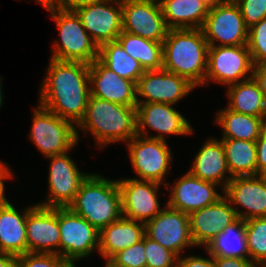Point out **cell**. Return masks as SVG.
<instances>
[{"instance_id": "1", "label": "cell", "mask_w": 266, "mask_h": 267, "mask_svg": "<svg viewBox=\"0 0 266 267\" xmlns=\"http://www.w3.org/2000/svg\"><path fill=\"white\" fill-rule=\"evenodd\" d=\"M39 93V105L77 125L90 97L89 65L50 58Z\"/></svg>"}, {"instance_id": "2", "label": "cell", "mask_w": 266, "mask_h": 267, "mask_svg": "<svg viewBox=\"0 0 266 267\" xmlns=\"http://www.w3.org/2000/svg\"><path fill=\"white\" fill-rule=\"evenodd\" d=\"M93 135L97 147L104 148L115 142H128L137 135L136 107L124 106L89 97L85 114L76 125L78 141L79 129Z\"/></svg>"}, {"instance_id": "3", "label": "cell", "mask_w": 266, "mask_h": 267, "mask_svg": "<svg viewBox=\"0 0 266 267\" xmlns=\"http://www.w3.org/2000/svg\"><path fill=\"white\" fill-rule=\"evenodd\" d=\"M208 47L202 29H169L163 41V69L202 87Z\"/></svg>"}, {"instance_id": "4", "label": "cell", "mask_w": 266, "mask_h": 267, "mask_svg": "<svg viewBox=\"0 0 266 267\" xmlns=\"http://www.w3.org/2000/svg\"><path fill=\"white\" fill-rule=\"evenodd\" d=\"M98 231L122 217L121 192L116 180L89 173L68 206Z\"/></svg>"}, {"instance_id": "5", "label": "cell", "mask_w": 266, "mask_h": 267, "mask_svg": "<svg viewBox=\"0 0 266 267\" xmlns=\"http://www.w3.org/2000/svg\"><path fill=\"white\" fill-rule=\"evenodd\" d=\"M50 14L60 33V39L52 45V59L90 65L99 58V47L74 11L59 10Z\"/></svg>"}, {"instance_id": "6", "label": "cell", "mask_w": 266, "mask_h": 267, "mask_svg": "<svg viewBox=\"0 0 266 267\" xmlns=\"http://www.w3.org/2000/svg\"><path fill=\"white\" fill-rule=\"evenodd\" d=\"M29 139L44 157L70 152L78 144L76 126L55 113L36 105Z\"/></svg>"}, {"instance_id": "7", "label": "cell", "mask_w": 266, "mask_h": 267, "mask_svg": "<svg viewBox=\"0 0 266 267\" xmlns=\"http://www.w3.org/2000/svg\"><path fill=\"white\" fill-rule=\"evenodd\" d=\"M59 256L69 264L84 260L99 248V231L69 207H58Z\"/></svg>"}, {"instance_id": "8", "label": "cell", "mask_w": 266, "mask_h": 267, "mask_svg": "<svg viewBox=\"0 0 266 267\" xmlns=\"http://www.w3.org/2000/svg\"><path fill=\"white\" fill-rule=\"evenodd\" d=\"M126 145L132 169L139 177L135 179L153 181L165 187V175L169 173L173 159L167 142L136 135Z\"/></svg>"}, {"instance_id": "9", "label": "cell", "mask_w": 266, "mask_h": 267, "mask_svg": "<svg viewBox=\"0 0 266 267\" xmlns=\"http://www.w3.org/2000/svg\"><path fill=\"white\" fill-rule=\"evenodd\" d=\"M254 64L247 45L209 46L203 85L211 81L229 86L253 77ZM210 81V82H208Z\"/></svg>"}, {"instance_id": "10", "label": "cell", "mask_w": 266, "mask_h": 267, "mask_svg": "<svg viewBox=\"0 0 266 267\" xmlns=\"http://www.w3.org/2000/svg\"><path fill=\"white\" fill-rule=\"evenodd\" d=\"M201 29L208 46L247 45L248 28L234 0L210 7Z\"/></svg>"}, {"instance_id": "11", "label": "cell", "mask_w": 266, "mask_h": 267, "mask_svg": "<svg viewBox=\"0 0 266 267\" xmlns=\"http://www.w3.org/2000/svg\"><path fill=\"white\" fill-rule=\"evenodd\" d=\"M46 158L51 161L48 172L49 194L44 201L37 204L51 208L68 207L89 173L78 169L69 152Z\"/></svg>"}, {"instance_id": "12", "label": "cell", "mask_w": 266, "mask_h": 267, "mask_svg": "<svg viewBox=\"0 0 266 267\" xmlns=\"http://www.w3.org/2000/svg\"><path fill=\"white\" fill-rule=\"evenodd\" d=\"M122 31L156 42H163L169 28L159 1L121 0Z\"/></svg>"}, {"instance_id": "13", "label": "cell", "mask_w": 266, "mask_h": 267, "mask_svg": "<svg viewBox=\"0 0 266 267\" xmlns=\"http://www.w3.org/2000/svg\"><path fill=\"white\" fill-rule=\"evenodd\" d=\"M174 106L167 103L137 104V135L166 141V135L192 134L194 130L191 123ZM147 128L157 131L158 134L148 135Z\"/></svg>"}, {"instance_id": "14", "label": "cell", "mask_w": 266, "mask_h": 267, "mask_svg": "<svg viewBox=\"0 0 266 267\" xmlns=\"http://www.w3.org/2000/svg\"><path fill=\"white\" fill-rule=\"evenodd\" d=\"M195 88L185 78L164 69L145 70L136 83L137 104L167 103L175 105Z\"/></svg>"}, {"instance_id": "15", "label": "cell", "mask_w": 266, "mask_h": 267, "mask_svg": "<svg viewBox=\"0 0 266 267\" xmlns=\"http://www.w3.org/2000/svg\"><path fill=\"white\" fill-rule=\"evenodd\" d=\"M145 235L180 257L186 247L195 246L189 226V216L166 205L153 219L145 223Z\"/></svg>"}, {"instance_id": "16", "label": "cell", "mask_w": 266, "mask_h": 267, "mask_svg": "<svg viewBox=\"0 0 266 267\" xmlns=\"http://www.w3.org/2000/svg\"><path fill=\"white\" fill-rule=\"evenodd\" d=\"M117 182L121 192L122 217L146 223L164 209L157 198L162 184L135 177L117 179Z\"/></svg>"}, {"instance_id": "17", "label": "cell", "mask_w": 266, "mask_h": 267, "mask_svg": "<svg viewBox=\"0 0 266 267\" xmlns=\"http://www.w3.org/2000/svg\"><path fill=\"white\" fill-rule=\"evenodd\" d=\"M91 39L100 47L117 41L122 32V1L104 0L74 11Z\"/></svg>"}, {"instance_id": "18", "label": "cell", "mask_w": 266, "mask_h": 267, "mask_svg": "<svg viewBox=\"0 0 266 267\" xmlns=\"http://www.w3.org/2000/svg\"><path fill=\"white\" fill-rule=\"evenodd\" d=\"M169 187V188H168ZM219 185L193 176L189 171L174 181L172 187L166 181L165 188L170 191L166 205L172 209L190 214L216 203L224 193L216 190Z\"/></svg>"}, {"instance_id": "19", "label": "cell", "mask_w": 266, "mask_h": 267, "mask_svg": "<svg viewBox=\"0 0 266 267\" xmlns=\"http://www.w3.org/2000/svg\"><path fill=\"white\" fill-rule=\"evenodd\" d=\"M224 196L236 210L238 218L245 220L266 217V177H232L224 189ZM235 205V206H234ZM238 205L243 212L235 208Z\"/></svg>"}, {"instance_id": "20", "label": "cell", "mask_w": 266, "mask_h": 267, "mask_svg": "<svg viewBox=\"0 0 266 267\" xmlns=\"http://www.w3.org/2000/svg\"><path fill=\"white\" fill-rule=\"evenodd\" d=\"M27 252L59 255L58 208L30 205L26 219Z\"/></svg>"}, {"instance_id": "21", "label": "cell", "mask_w": 266, "mask_h": 267, "mask_svg": "<svg viewBox=\"0 0 266 267\" xmlns=\"http://www.w3.org/2000/svg\"><path fill=\"white\" fill-rule=\"evenodd\" d=\"M188 216L195 248L197 246L206 248L224 228L238 219L236 210L225 196L216 203L192 212Z\"/></svg>"}, {"instance_id": "22", "label": "cell", "mask_w": 266, "mask_h": 267, "mask_svg": "<svg viewBox=\"0 0 266 267\" xmlns=\"http://www.w3.org/2000/svg\"><path fill=\"white\" fill-rule=\"evenodd\" d=\"M90 95L129 107H136V83L121 78L99 59L89 65Z\"/></svg>"}, {"instance_id": "23", "label": "cell", "mask_w": 266, "mask_h": 267, "mask_svg": "<svg viewBox=\"0 0 266 267\" xmlns=\"http://www.w3.org/2000/svg\"><path fill=\"white\" fill-rule=\"evenodd\" d=\"M192 164L189 172L193 176L222 186L221 192H224L232 179L222 141L218 138H208L197 152Z\"/></svg>"}, {"instance_id": "24", "label": "cell", "mask_w": 266, "mask_h": 267, "mask_svg": "<svg viewBox=\"0 0 266 267\" xmlns=\"http://www.w3.org/2000/svg\"><path fill=\"white\" fill-rule=\"evenodd\" d=\"M29 209L20 213L7 198L0 204V252L15 257L27 253L26 219Z\"/></svg>"}, {"instance_id": "25", "label": "cell", "mask_w": 266, "mask_h": 267, "mask_svg": "<svg viewBox=\"0 0 266 267\" xmlns=\"http://www.w3.org/2000/svg\"><path fill=\"white\" fill-rule=\"evenodd\" d=\"M145 236V223L121 217L99 231L98 253L104 260L124 250Z\"/></svg>"}, {"instance_id": "26", "label": "cell", "mask_w": 266, "mask_h": 267, "mask_svg": "<svg viewBox=\"0 0 266 267\" xmlns=\"http://www.w3.org/2000/svg\"><path fill=\"white\" fill-rule=\"evenodd\" d=\"M160 5L169 29H201L210 9L203 0H161Z\"/></svg>"}, {"instance_id": "27", "label": "cell", "mask_w": 266, "mask_h": 267, "mask_svg": "<svg viewBox=\"0 0 266 267\" xmlns=\"http://www.w3.org/2000/svg\"><path fill=\"white\" fill-rule=\"evenodd\" d=\"M214 123L222 127L221 139L256 142L266 128V117L241 114L225 107L218 110Z\"/></svg>"}, {"instance_id": "28", "label": "cell", "mask_w": 266, "mask_h": 267, "mask_svg": "<svg viewBox=\"0 0 266 267\" xmlns=\"http://www.w3.org/2000/svg\"><path fill=\"white\" fill-rule=\"evenodd\" d=\"M229 110L237 113L266 117V101L258 82L251 77L227 86Z\"/></svg>"}, {"instance_id": "29", "label": "cell", "mask_w": 266, "mask_h": 267, "mask_svg": "<svg viewBox=\"0 0 266 267\" xmlns=\"http://www.w3.org/2000/svg\"><path fill=\"white\" fill-rule=\"evenodd\" d=\"M213 257L249 259L245 235V221L238 218L223 229L205 248Z\"/></svg>"}, {"instance_id": "30", "label": "cell", "mask_w": 266, "mask_h": 267, "mask_svg": "<svg viewBox=\"0 0 266 267\" xmlns=\"http://www.w3.org/2000/svg\"><path fill=\"white\" fill-rule=\"evenodd\" d=\"M124 51L144 70L163 69V42H156L122 31L117 38Z\"/></svg>"}, {"instance_id": "31", "label": "cell", "mask_w": 266, "mask_h": 267, "mask_svg": "<svg viewBox=\"0 0 266 267\" xmlns=\"http://www.w3.org/2000/svg\"><path fill=\"white\" fill-rule=\"evenodd\" d=\"M231 177L257 175L256 142L221 139Z\"/></svg>"}, {"instance_id": "32", "label": "cell", "mask_w": 266, "mask_h": 267, "mask_svg": "<svg viewBox=\"0 0 266 267\" xmlns=\"http://www.w3.org/2000/svg\"><path fill=\"white\" fill-rule=\"evenodd\" d=\"M98 59L121 78L135 83L145 72L141 64L129 56L118 41L102 44L99 47Z\"/></svg>"}, {"instance_id": "33", "label": "cell", "mask_w": 266, "mask_h": 267, "mask_svg": "<svg viewBox=\"0 0 266 267\" xmlns=\"http://www.w3.org/2000/svg\"><path fill=\"white\" fill-rule=\"evenodd\" d=\"M249 259L266 267V217L245 220Z\"/></svg>"}, {"instance_id": "34", "label": "cell", "mask_w": 266, "mask_h": 267, "mask_svg": "<svg viewBox=\"0 0 266 267\" xmlns=\"http://www.w3.org/2000/svg\"><path fill=\"white\" fill-rule=\"evenodd\" d=\"M247 48L254 65L266 63V18L248 29Z\"/></svg>"}, {"instance_id": "35", "label": "cell", "mask_w": 266, "mask_h": 267, "mask_svg": "<svg viewBox=\"0 0 266 267\" xmlns=\"http://www.w3.org/2000/svg\"><path fill=\"white\" fill-rule=\"evenodd\" d=\"M146 267H177L178 256L145 235Z\"/></svg>"}, {"instance_id": "36", "label": "cell", "mask_w": 266, "mask_h": 267, "mask_svg": "<svg viewBox=\"0 0 266 267\" xmlns=\"http://www.w3.org/2000/svg\"><path fill=\"white\" fill-rule=\"evenodd\" d=\"M109 260L116 267H146L145 236L143 240L119 251Z\"/></svg>"}, {"instance_id": "37", "label": "cell", "mask_w": 266, "mask_h": 267, "mask_svg": "<svg viewBox=\"0 0 266 267\" xmlns=\"http://www.w3.org/2000/svg\"><path fill=\"white\" fill-rule=\"evenodd\" d=\"M69 263L53 253H30L17 257V267H66Z\"/></svg>"}, {"instance_id": "38", "label": "cell", "mask_w": 266, "mask_h": 267, "mask_svg": "<svg viewBox=\"0 0 266 267\" xmlns=\"http://www.w3.org/2000/svg\"><path fill=\"white\" fill-rule=\"evenodd\" d=\"M238 5L245 26L249 29L266 18V0H234Z\"/></svg>"}, {"instance_id": "39", "label": "cell", "mask_w": 266, "mask_h": 267, "mask_svg": "<svg viewBox=\"0 0 266 267\" xmlns=\"http://www.w3.org/2000/svg\"><path fill=\"white\" fill-rule=\"evenodd\" d=\"M209 258L197 256V255H190L183 257H178V264L177 267H215L214 264V257L210 255L208 252Z\"/></svg>"}, {"instance_id": "40", "label": "cell", "mask_w": 266, "mask_h": 267, "mask_svg": "<svg viewBox=\"0 0 266 267\" xmlns=\"http://www.w3.org/2000/svg\"><path fill=\"white\" fill-rule=\"evenodd\" d=\"M257 175L266 177V128L256 140Z\"/></svg>"}, {"instance_id": "41", "label": "cell", "mask_w": 266, "mask_h": 267, "mask_svg": "<svg viewBox=\"0 0 266 267\" xmlns=\"http://www.w3.org/2000/svg\"><path fill=\"white\" fill-rule=\"evenodd\" d=\"M215 267H263L250 259L214 257Z\"/></svg>"}, {"instance_id": "42", "label": "cell", "mask_w": 266, "mask_h": 267, "mask_svg": "<svg viewBox=\"0 0 266 267\" xmlns=\"http://www.w3.org/2000/svg\"><path fill=\"white\" fill-rule=\"evenodd\" d=\"M14 174L6 163L0 160V204L6 199L5 196V180L14 178Z\"/></svg>"}, {"instance_id": "43", "label": "cell", "mask_w": 266, "mask_h": 267, "mask_svg": "<svg viewBox=\"0 0 266 267\" xmlns=\"http://www.w3.org/2000/svg\"><path fill=\"white\" fill-rule=\"evenodd\" d=\"M253 77L258 82L266 101V63L254 65Z\"/></svg>"}, {"instance_id": "44", "label": "cell", "mask_w": 266, "mask_h": 267, "mask_svg": "<svg viewBox=\"0 0 266 267\" xmlns=\"http://www.w3.org/2000/svg\"><path fill=\"white\" fill-rule=\"evenodd\" d=\"M104 0H61L62 10L75 11L80 7L102 2Z\"/></svg>"}, {"instance_id": "45", "label": "cell", "mask_w": 266, "mask_h": 267, "mask_svg": "<svg viewBox=\"0 0 266 267\" xmlns=\"http://www.w3.org/2000/svg\"><path fill=\"white\" fill-rule=\"evenodd\" d=\"M35 2L41 4L49 13L62 10L61 0H35Z\"/></svg>"}, {"instance_id": "46", "label": "cell", "mask_w": 266, "mask_h": 267, "mask_svg": "<svg viewBox=\"0 0 266 267\" xmlns=\"http://www.w3.org/2000/svg\"><path fill=\"white\" fill-rule=\"evenodd\" d=\"M0 267H17V257L0 252Z\"/></svg>"}, {"instance_id": "47", "label": "cell", "mask_w": 266, "mask_h": 267, "mask_svg": "<svg viewBox=\"0 0 266 267\" xmlns=\"http://www.w3.org/2000/svg\"><path fill=\"white\" fill-rule=\"evenodd\" d=\"M204 2H206L210 7L215 6L217 4L222 3L225 0H203Z\"/></svg>"}, {"instance_id": "48", "label": "cell", "mask_w": 266, "mask_h": 267, "mask_svg": "<svg viewBox=\"0 0 266 267\" xmlns=\"http://www.w3.org/2000/svg\"><path fill=\"white\" fill-rule=\"evenodd\" d=\"M1 81H2V77H0V108H1V105L3 104V99H4L3 98V95H2L3 94L2 93L3 91H1V89H2L1 88L2 87V82Z\"/></svg>"}, {"instance_id": "49", "label": "cell", "mask_w": 266, "mask_h": 267, "mask_svg": "<svg viewBox=\"0 0 266 267\" xmlns=\"http://www.w3.org/2000/svg\"><path fill=\"white\" fill-rule=\"evenodd\" d=\"M103 267H116L110 260H105Z\"/></svg>"}, {"instance_id": "50", "label": "cell", "mask_w": 266, "mask_h": 267, "mask_svg": "<svg viewBox=\"0 0 266 267\" xmlns=\"http://www.w3.org/2000/svg\"><path fill=\"white\" fill-rule=\"evenodd\" d=\"M66 267H76V264H68Z\"/></svg>"}]
</instances>
